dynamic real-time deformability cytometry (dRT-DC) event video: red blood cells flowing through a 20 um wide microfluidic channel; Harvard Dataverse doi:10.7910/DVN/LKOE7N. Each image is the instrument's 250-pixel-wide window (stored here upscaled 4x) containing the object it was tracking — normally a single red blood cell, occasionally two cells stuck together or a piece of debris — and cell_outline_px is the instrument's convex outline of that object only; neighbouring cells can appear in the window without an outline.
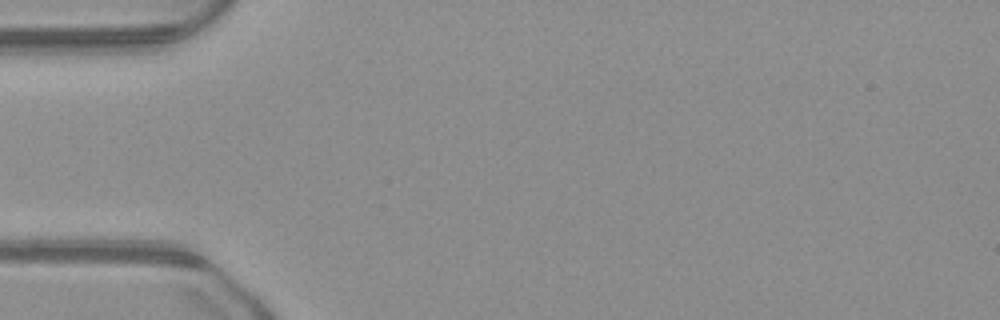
{"species": "common noctule bat (a hibernating species)", "species_latin": "Nyctalus noctula", "temperature_condition": "warm", "stored_images_in_passage": 1, "camera_frame_rate_fps": 3000, "um_per_image_px": 0.085, "animal": {"sex": "male", "body_mass_g": 23.1, "forearm_length_mm": 52.7}, "frame": {"image": 1, "passage_image": 1, "time_ms": 0.0, "image_size_px": [1000, 320], "cell_outline_px": [[200, 264], [172, 264], [80, 260], [88, 240], [156, 240]], "centroid_in_image_um": [11.33, 21.44], "position_along_channel_um": 73.7, "area_um2": 15.09}}